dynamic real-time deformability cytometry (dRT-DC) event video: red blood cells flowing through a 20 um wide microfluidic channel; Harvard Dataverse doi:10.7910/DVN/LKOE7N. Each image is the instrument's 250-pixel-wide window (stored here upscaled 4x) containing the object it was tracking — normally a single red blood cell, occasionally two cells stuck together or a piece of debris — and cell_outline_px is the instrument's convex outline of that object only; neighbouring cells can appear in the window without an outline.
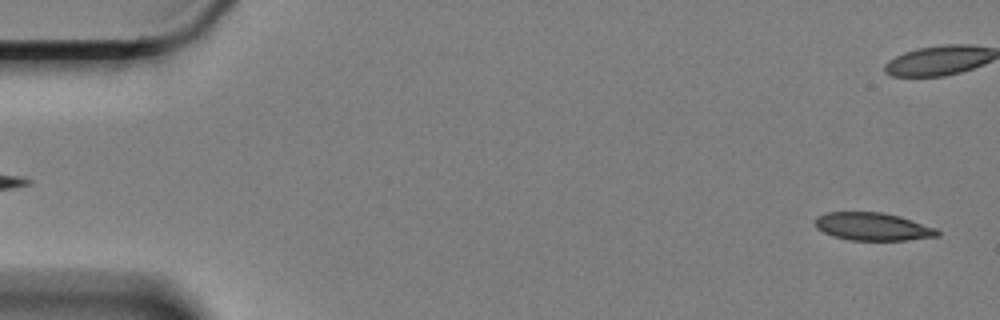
{"species": "Egyptian fruit bat (a non-hibernating species)", "species_latin": "Rousettus aegyptiacus", "temperature_condition": "cold", "stored_images_in_passage": 60, "camera_frame_rate_fps": 3000, "um_per_image_px": 0.085, "animal": {"sex": "female"}, "frame": {"image": 1, "passage_image": 2, "time_ms": 0.333, "image_size_px": [1000, 320], "cell_outline_px": [[940, 236], [908, 240], [848, 240], [832, 236], [816, 228], [816, 216], [828, 212], [880, 212], [900, 216], [936, 228], [940, 232]], "centroid_in_image_um": [74.19, 19.26], "position_along_channel_um": 10.8, "area_um2": 19.88}}
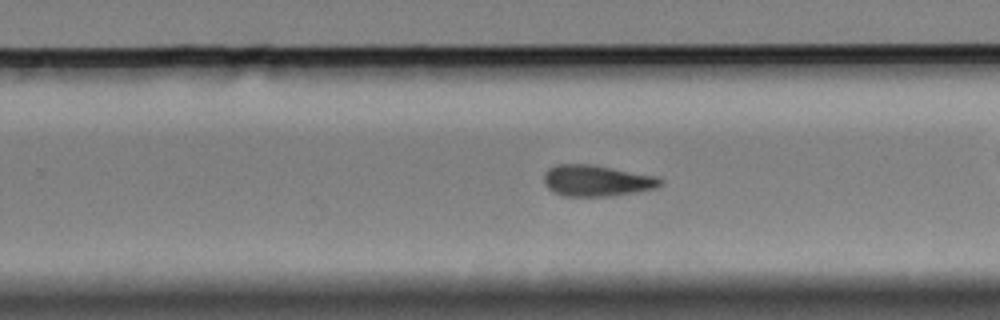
{"frame": {"image": 2, "passage_image": 37, "time_ms": 12.0, "image_size_px": [1000, 320], "cell_outline_px": [[664, 184], [656, 188], [636, 192], [608, 196], [564, 196], [552, 192], [544, 184], [544, 172], [548, 168], [556, 164], [592, 164], [660, 176], [664, 180]], "centroid_in_image_um": [50.75, 15.35], "position_along_channel_um": 279.0, "area_um2": 21.62}}
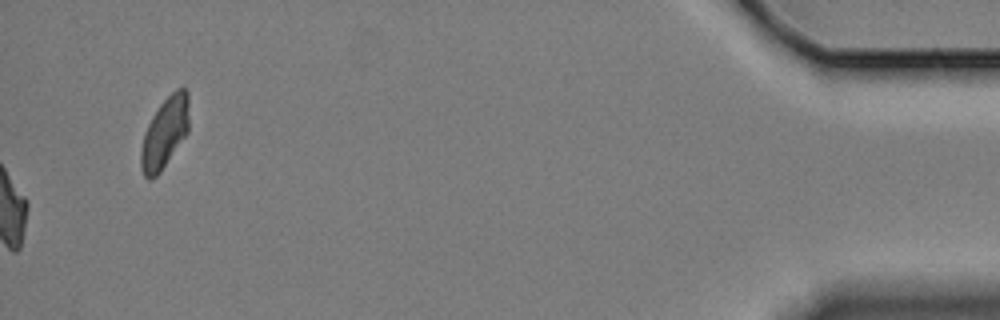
{"frame": {"image": 3, "passage_image": 60, "time_ms": 19.667, "image_size_px": [1000, 320], "cell_outline_px": [[188, 132], [160, 172], [152, 180], [148, 180], [144, 176], [140, 168], [140, 148], [144, 132], [152, 116], [160, 104], [176, 88], [184, 88], [188, 92]], "centroid_in_image_um": [13.97, 11.31], "position_along_channel_um": 421.2, "area_um2": 19.88}, "authors_computed_cell_mechanics": {"area_um2": 20.9814, "velocity_mm_per_s": 3.3514, "shape_relaxation_time_tau1_ms": 4.4938, "shape_relaxation_time_tau2_ms": 4.5447, "deformation_change_tau1": 0.1458, "deformation_change_tau2": 0.1314}}